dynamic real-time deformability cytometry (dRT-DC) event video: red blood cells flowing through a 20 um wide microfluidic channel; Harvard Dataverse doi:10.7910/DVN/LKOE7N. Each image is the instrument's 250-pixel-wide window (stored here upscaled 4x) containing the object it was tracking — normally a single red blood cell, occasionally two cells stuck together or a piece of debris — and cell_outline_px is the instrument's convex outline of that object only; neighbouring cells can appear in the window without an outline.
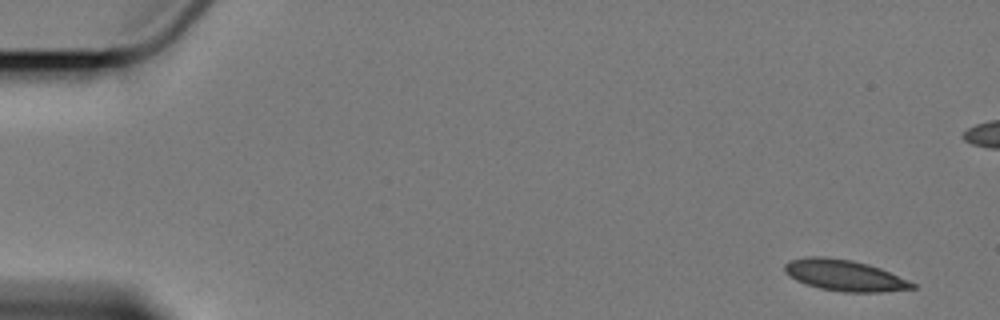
{"species": "Egyptian fruit bat (a non-hibernating species)", "species_latin": "Rousettus aegyptiacus", "temperature_condition": "cold", "stored_images_in_passage": 11, "camera_frame_rate_fps": 3000, "um_per_image_px": 0.085, "animal": {"sex": "female"}, "frame": {"image": 1, "passage_image": 1, "time_ms": 0.0, "image_size_px": [1000, 320], "cell_outline_px": [[916, 288], [884, 292], [844, 292], [820, 288], [796, 280], [788, 276], [784, 272], [784, 264], [788, 260], [804, 256], [824, 256], [852, 260], [868, 264], [880, 268], [908, 280], [916, 284]], "centroid_in_image_um": [71.75, 23.39], "position_along_channel_um": 13.3, "area_um2": 23.29}}
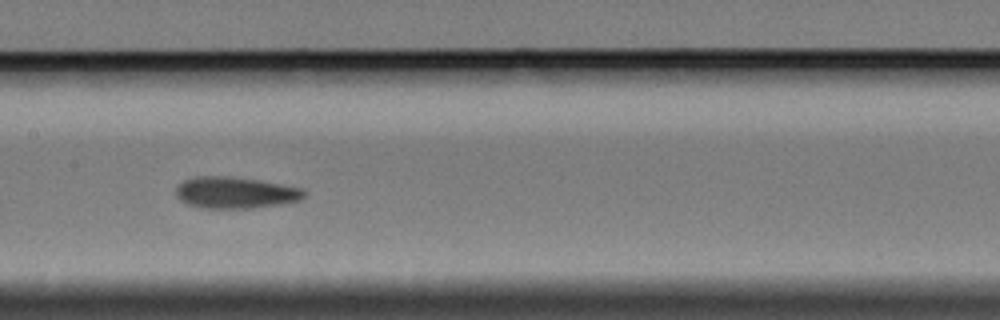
{"frame": {"image": 2, "passage_image": 8, "time_ms": 9.0, "image_size_px": [1000, 320], "cell_outline_px": [[308, 196], [300, 200], [280, 204], [252, 208], [200, 208], [188, 204], [180, 200], [176, 196], [176, 188], [184, 180], [196, 176], [228, 176], [260, 180], [304, 188], [308, 192]], "centroid_in_image_um": [20.05, 16.37], "position_along_channel_um": 187.3, "area_um2": 23.81}}
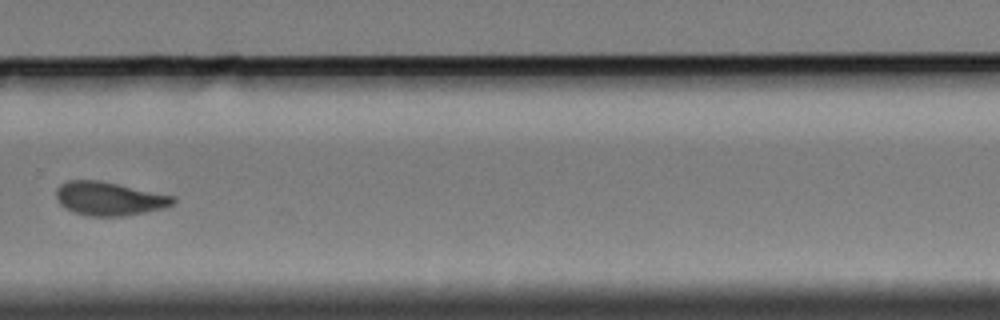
{"frame": {"image": 3, "passage_image": 11, "time_ms": 13.0, "image_size_px": [1000, 320], "cell_outline_px": [[176, 200], [172, 204], [164, 208], [124, 216], [88, 216], [72, 212], [64, 208], [60, 204], [56, 196], [56, 188], [60, 184], [68, 180], [100, 180], [176, 196]], "centroid_in_image_um": [9.26, 16.88], "position_along_channel_um": 320.5, "area_um2": 23.06}}